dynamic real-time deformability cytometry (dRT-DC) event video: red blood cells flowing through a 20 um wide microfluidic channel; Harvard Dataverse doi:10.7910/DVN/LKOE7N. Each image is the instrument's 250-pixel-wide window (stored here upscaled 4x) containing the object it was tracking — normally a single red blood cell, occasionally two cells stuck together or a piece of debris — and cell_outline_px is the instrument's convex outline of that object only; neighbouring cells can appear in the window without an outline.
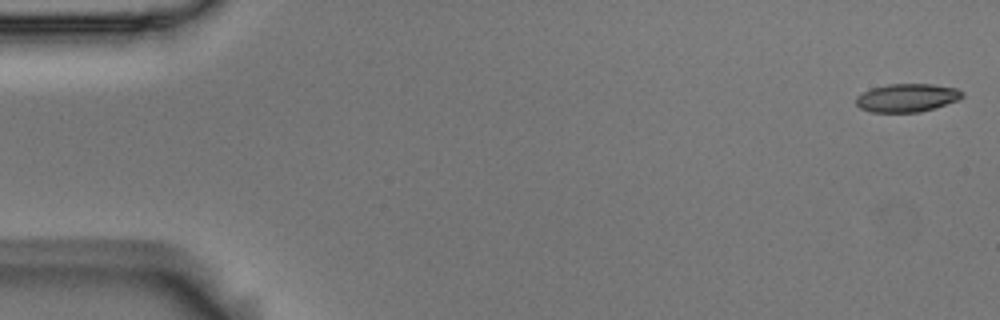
{"species": "Egyptian fruit bat (a non-hibernating species)", "species_latin": "Rousettus aegyptiacus", "temperature_condition": "room temperature", "stored_images_in_passage": 12, "camera_frame_rate_fps": 3000, "um_per_image_px": 0.085, "animal": {"sex": "male"}, "frame": {"image": 1, "passage_image": 1, "time_ms": 0.0, "image_size_px": [1000, 320], "cell_outline_px": [[964, 96], [960, 100], [920, 112], [872, 112], [860, 108], [856, 104], [856, 96], [872, 88], [888, 84], [932, 84], [956, 88], [964, 92]], "centroid_in_image_um": [77.12, 8.31], "position_along_channel_um": 7.9, "area_um2": 17.51}}